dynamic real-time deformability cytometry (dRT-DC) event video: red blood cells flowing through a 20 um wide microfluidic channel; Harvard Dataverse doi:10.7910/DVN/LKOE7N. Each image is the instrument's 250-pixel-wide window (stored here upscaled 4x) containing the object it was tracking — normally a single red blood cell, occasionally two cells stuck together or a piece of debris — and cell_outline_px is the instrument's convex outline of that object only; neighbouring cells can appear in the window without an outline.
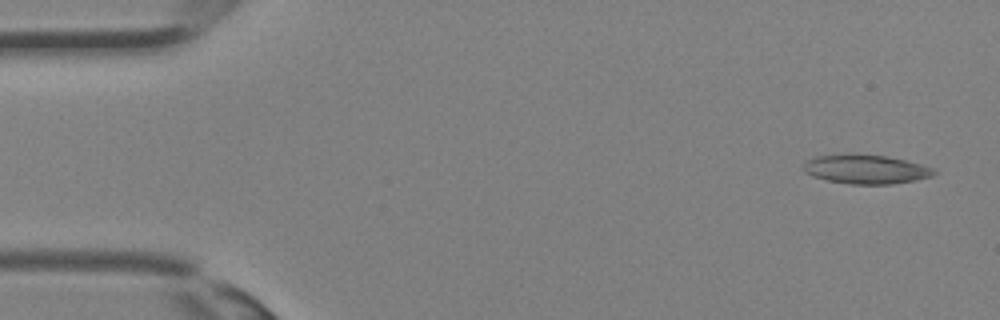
{"species": "Egyptian fruit bat (a non-hibernating species)", "species_latin": "Rousettus aegyptiacus", "temperature_condition": "room temperature", "stored_images_in_passage": 34, "camera_frame_rate_fps": 3000, "um_per_image_px": 0.085, "animal": {"sex": "female"}, "frame": {"image": 1, "passage_image": 1, "time_ms": 0.0, "image_size_px": [1000, 320], "cell_outline_px": [[936, 172], [932, 176], [916, 180], [892, 184], [848, 184], [828, 180], [812, 176], [804, 172], [804, 164], [808, 160], [816, 156], [848, 152], [888, 156], [920, 164], [932, 168]], "centroid_in_image_um": [73.56, 14.36], "position_along_channel_um": 11.4, "area_um2": 22.37}}
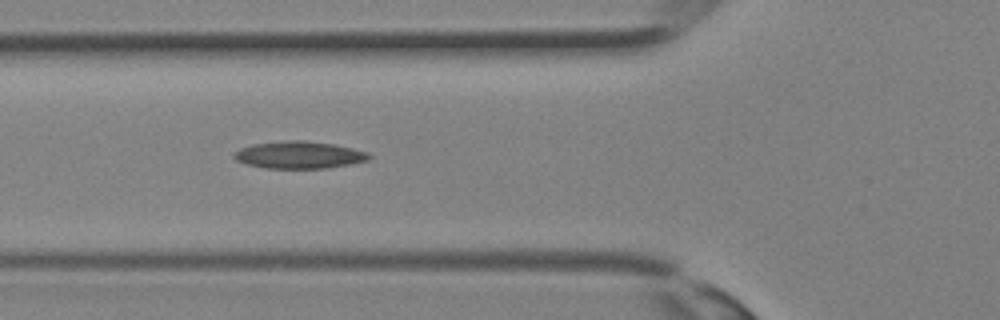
{"frame": {"image": 2, "passage_image": 12, "time_ms": 3.667, "image_size_px": [1000, 320], "cell_outline_px": [[372, 156], [368, 160], [348, 164], [324, 168], [264, 168], [248, 164], [236, 160], [232, 156], [240, 148], [252, 144], [284, 140], [304, 140], [332, 144], [352, 148], [368, 152]], "centroid_in_image_um": [25.41, 13.16], "position_along_channel_um": 100.4, "area_um2": 21.27}}
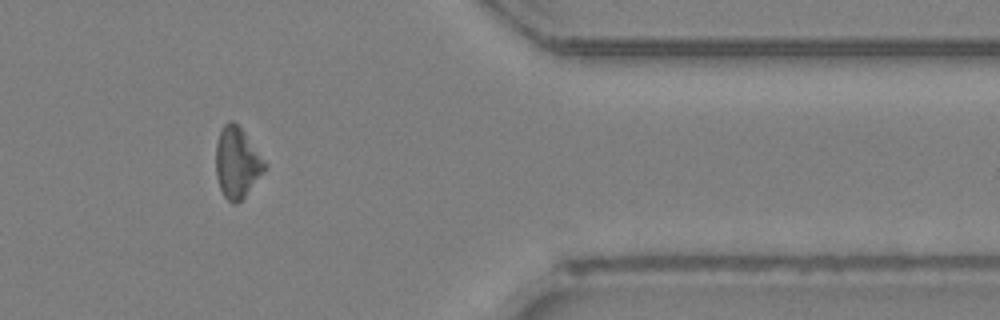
{"frame": {"image": 3, "passage_image": 28, "time_ms": 9.0, "image_size_px": [1000, 320], "cell_outline_px": [[268, 168], [244, 196], [236, 204], [232, 204], [224, 196], [220, 188], [216, 176], [216, 144], [220, 132], [224, 124], [228, 120], [232, 120], [240, 128], [268, 164]], "centroid_in_image_um": [20.15, 13.84], "position_along_channel_um": 391.2, "area_um2": 20.0}}